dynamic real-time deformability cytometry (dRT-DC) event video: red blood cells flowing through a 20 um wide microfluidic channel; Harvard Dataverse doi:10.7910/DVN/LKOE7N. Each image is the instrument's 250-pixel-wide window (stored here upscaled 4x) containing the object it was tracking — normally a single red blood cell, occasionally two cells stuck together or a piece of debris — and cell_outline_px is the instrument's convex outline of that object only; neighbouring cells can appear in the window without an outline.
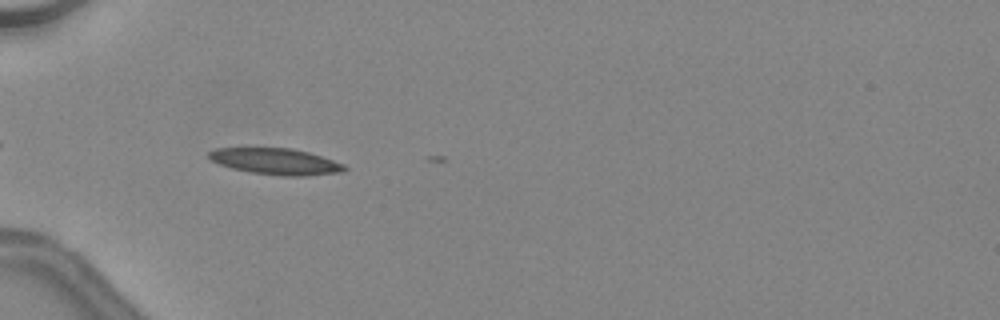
{"species": "common noctule bat (a hibernating species)", "species_latin": "Nyctalus noctula", "temperature_condition": "warm", "stored_images_in_passage": 7, "camera_frame_rate_fps": 3000, "um_per_image_px": 0.085, "animal": {"sex": "female", "body_mass_g": 24.6, "forearm_length_mm": 56.2}, "frame": {"image": 1, "passage_image": 3, "time_ms": 0.667, "image_size_px": [1000, 320], "cell_outline_px": [[348, 168], [344, 172], [308, 176], [280, 176], [248, 172], [232, 168], [220, 164], [212, 160], [208, 156], [208, 152], [216, 148], [292, 148], [308, 152], [344, 164]], "centroid_in_image_um": [23.47, 13.73], "position_along_channel_um": 61.5, "area_um2": 20.81}}